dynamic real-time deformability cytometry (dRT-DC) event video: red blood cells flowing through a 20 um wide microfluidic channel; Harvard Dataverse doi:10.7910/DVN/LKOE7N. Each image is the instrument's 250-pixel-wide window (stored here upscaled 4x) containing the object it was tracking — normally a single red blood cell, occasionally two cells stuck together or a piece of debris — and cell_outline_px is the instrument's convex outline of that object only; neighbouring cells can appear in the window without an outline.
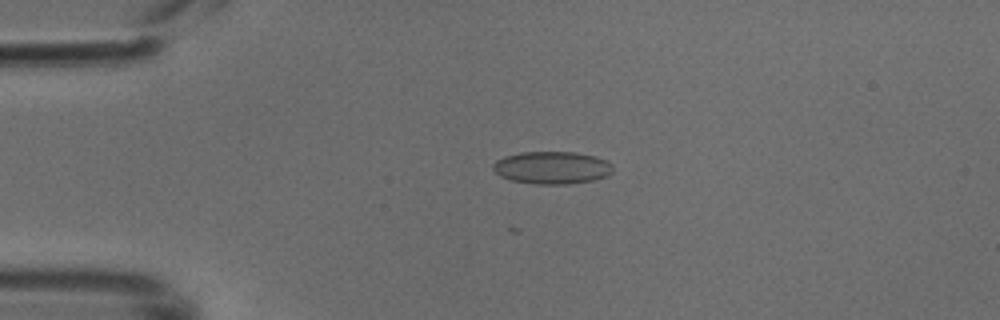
{"species": "common noctule bat (a hibernating species)", "species_latin": "Nyctalus noctula", "temperature_condition": "cold", "stored_images_in_passage": 49, "camera_frame_rate_fps": 3000, "um_per_image_px": 0.085, "animal": {"sex": "male", "body_mass_g": 18.8}, "frame": {"image": 1, "passage_image": 11, "time_ms": 3.333, "image_size_px": [1000, 320], "cell_outline_px": [[612, 172], [608, 176], [596, 180], [568, 184], [536, 184], [512, 180], [500, 176], [492, 168], [492, 164], [496, 160], [504, 156], [520, 152], [576, 152], [596, 156], [608, 160], [612, 164]], "centroid_in_image_um": [46.95, 14.25], "position_along_channel_um": 38.0, "area_um2": 23.0}}
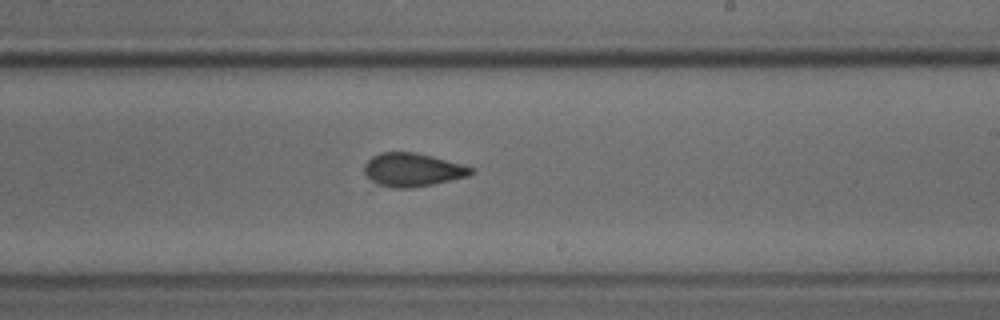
{"frame": {"image": 2, "passage_image": 29, "time_ms": 9.333, "image_size_px": [1000, 320], "cell_outline_px": [[476, 172], [468, 176], [432, 184], [412, 188], [392, 188], [376, 184], [364, 172], [364, 164], [372, 156], [380, 152], [416, 152], [464, 164], [472, 168]], "centroid_in_image_um": [35.07, 14.43], "position_along_channel_um": 253.9, "area_um2": 20.87}}
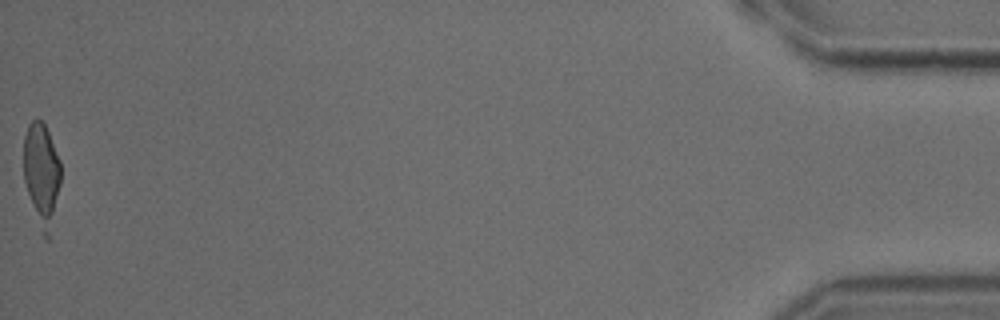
{"frame": {"image": 3, "passage_image": 49, "time_ms": 16.0, "image_size_px": [1000, 320], "cell_outline_px": [[60, 184], [52, 212], [48, 216], [40, 216], [28, 192], [24, 180], [24, 136], [28, 124], [36, 116], [44, 124], [48, 132], [60, 160]], "centroid_in_image_um": [3.49, 14.22], "position_along_channel_um": 431.7, "area_um2": 19.19}}